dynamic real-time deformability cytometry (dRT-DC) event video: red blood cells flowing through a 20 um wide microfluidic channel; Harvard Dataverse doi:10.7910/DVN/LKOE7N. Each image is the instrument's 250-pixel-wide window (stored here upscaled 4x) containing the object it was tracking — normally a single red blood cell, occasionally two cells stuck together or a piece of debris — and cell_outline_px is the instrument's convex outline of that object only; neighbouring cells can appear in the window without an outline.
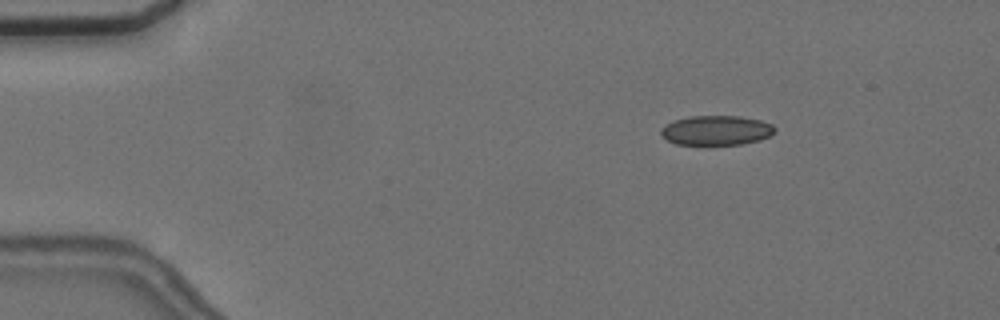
{"species": "common noctule bat (a hibernating species)", "species_latin": "Nyctalus noctula", "temperature_condition": "cold", "stored_images_in_passage": 12, "camera_frame_rate_fps": 3000, "um_per_image_px": 0.085, "animal": {"sex": "female", "body_mass_g": 24.6, "forearm_length_mm": 56.2}, "frame": {"image": 1, "passage_image": 3, "time_ms": 0.667, "image_size_px": [1000, 320], "cell_outline_px": [[776, 132], [772, 136], [760, 140], [744, 144], [676, 144], [660, 136], [660, 128], [664, 124], [688, 116], [740, 116], [760, 120], [772, 124], [776, 128]], "centroid_in_image_um": [60.9, 11.08], "position_along_channel_um": 24.1, "area_um2": 19.88}}